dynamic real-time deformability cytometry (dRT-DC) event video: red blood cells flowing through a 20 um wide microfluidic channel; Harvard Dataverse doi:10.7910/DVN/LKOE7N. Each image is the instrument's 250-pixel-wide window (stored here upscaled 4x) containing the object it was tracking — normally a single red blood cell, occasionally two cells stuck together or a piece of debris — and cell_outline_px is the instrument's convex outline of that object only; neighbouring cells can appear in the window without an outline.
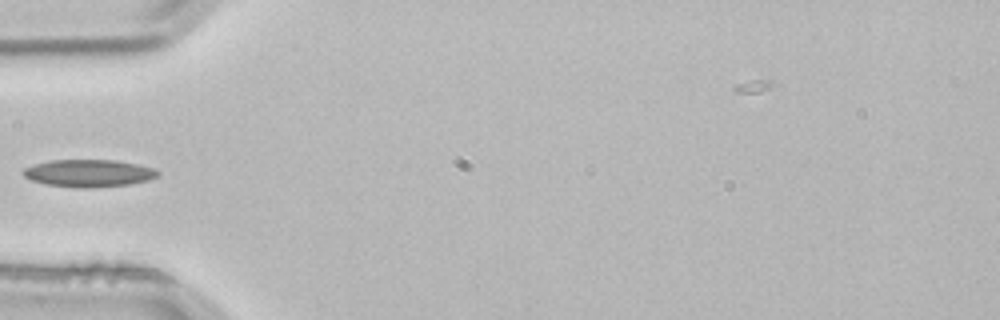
{"species": "common noctule bat (a hibernating species)", "species_latin": "Nyctalus noctula", "temperature_condition": "room temperature", "stored_images_in_passage": 3, "camera_frame_rate_fps": 3000, "um_per_image_px": 0.085, "animal": {"sex": "male", "body_mass_g": 21.5, "forearm_length_mm": 52.0}, "frame": {"image": 1, "passage_image": 3, "time_ms": 0.667, "image_size_px": [1000, 320], "cell_outline_px": [[160, 176], [148, 180], [128, 184], [88, 188], [76, 188], [48, 184], [32, 180], [24, 176], [20, 172], [24, 168], [32, 164], [48, 160], [116, 160], [136, 164], [152, 168], [160, 172]], "centroid_in_image_um": [7.51, 14.71], "position_along_channel_um": 77.5, "area_um2": 21.5}}